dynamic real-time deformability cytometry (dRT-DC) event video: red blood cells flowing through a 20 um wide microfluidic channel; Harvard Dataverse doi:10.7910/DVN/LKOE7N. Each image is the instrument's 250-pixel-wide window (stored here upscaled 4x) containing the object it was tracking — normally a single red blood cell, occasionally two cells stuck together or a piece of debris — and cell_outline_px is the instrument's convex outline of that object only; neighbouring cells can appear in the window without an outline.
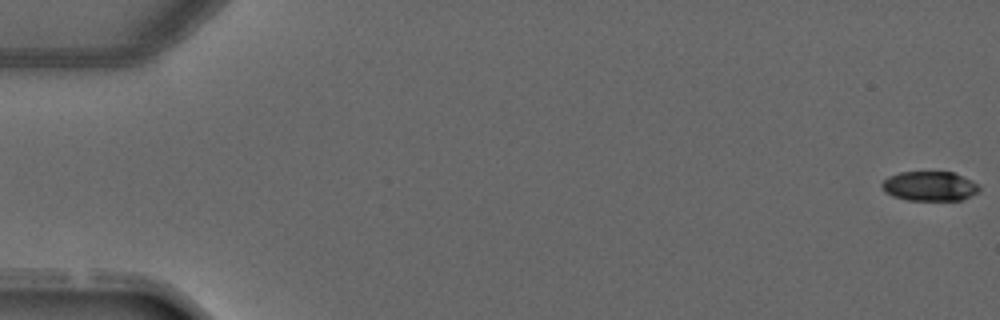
{"species": "common noctule bat (a hibernating species)", "species_latin": "Nyctalus noctula", "temperature_condition": "warm", "stored_images_in_passage": 4, "segment_of_instrument_passage": [1, 2], "camera_frame_rate_fps": 3000, "um_per_image_px": 0.085, "animal": {"sex": "male", "forearm_length_mm": 52.5}, "frame": {"image": 1, "passage_image": 1, "time_ms": 0.0, "image_size_px": [1000, 320], "cell_outline_px": [[980, 188], [976, 192], [964, 200], [908, 200], [892, 196], [884, 192], [880, 184], [888, 176], [900, 172], [952, 172], [976, 184]], "centroid_in_image_um": [78.95, 15.83], "position_along_channel_um": 6.1, "area_um2": 16.59}}